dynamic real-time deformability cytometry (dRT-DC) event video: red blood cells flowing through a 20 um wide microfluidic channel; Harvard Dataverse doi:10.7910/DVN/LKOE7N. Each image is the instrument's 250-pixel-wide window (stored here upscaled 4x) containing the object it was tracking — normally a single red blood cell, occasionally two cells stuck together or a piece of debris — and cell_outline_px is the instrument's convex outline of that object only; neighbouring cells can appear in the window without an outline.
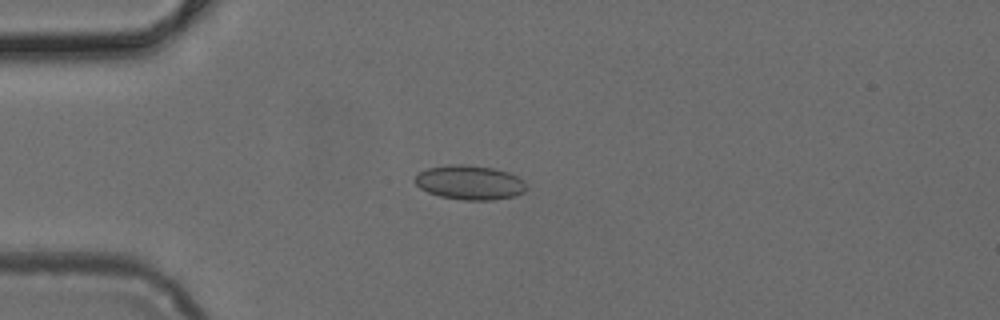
{"species": "common noctule bat (a hibernating species)", "species_latin": "Nyctalus noctula", "temperature_condition": "cold", "stored_images_in_passage": 4, "camera_frame_rate_fps": 3000, "um_per_image_px": 0.085, "animal": {"sex": "female", "body_mass_g": 24.6, "forearm_length_mm": 56.2}, "frame": {"image": 1, "passage_image": 4, "time_ms": 1.0, "image_size_px": [1000, 320], "cell_outline_px": [[528, 188], [524, 192], [516, 196], [492, 200], [464, 200], [440, 196], [428, 192], [420, 188], [416, 184], [416, 176], [420, 172], [428, 168], [452, 164], [464, 164], [492, 168], [508, 172], [524, 180]], "centroid_in_image_um": [39.97, 15.52], "position_along_channel_um": 45.0, "area_um2": 22.25}}